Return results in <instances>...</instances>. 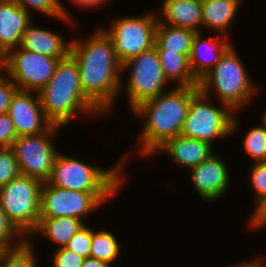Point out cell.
Instances as JSON below:
<instances>
[{
	"instance_id": "cell-14",
	"label": "cell",
	"mask_w": 266,
	"mask_h": 267,
	"mask_svg": "<svg viewBox=\"0 0 266 267\" xmlns=\"http://www.w3.org/2000/svg\"><path fill=\"white\" fill-rule=\"evenodd\" d=\"M190 170L191 180L198 195L206 201L218 199L230 185L227 166L215 153Z\"/></svg>"
},
{
	"instance_id": "cell-16",
	"label": "cell",
	"mask_w": 266,
	"mask_h": 267,
	"mask_svg": "<svg viewBox=\"0 0 266 267\" xmlns=\"http://www.w3.org/2000/svg\"><path fill=\"white\" fill-rule=\"evenodd\" d=\"M217 36V39L210 37V39L202 41V34L197 32L193 39L189 63L192 73L198 81L220 61L224 53L231 47L228 37L223 39L220 35Z\"/></svg>"
},
{
	"instance_id": "cell-20",
	"label": "cell",
	"mask_w": 266,
	"mask_h": 267,
	"mask_svg": "<svg viewBox=\"0 0 266 267\" xmlns=\"http://www.w3.org/2000/svg\"><path fill=\"white\" fill-rule=\"evenodd\" d=\"M197 32L188 28L174 27L158 19L156 28V51H172L189 56Z\"/></svg>"
},
{
	"instance_id": "cell-13",
	"label": "cell",
	"mask_w": 266,
	"mask_h": 267,
	"mask_svg": "<svg viewBox=\"0 0 266 267\" xmlns=\"http://www.w3.org/2000/svg\"><path fill=\"white\" fill-rule=\"evenodd\" d=\"M18 90L9 105L8 114L17 136L44 133L53 124L45 117L39 94ZM33 97V98H32Z\"/></svg>"
},
{
	"instance_id": "cell-19",
	"label": "cell",
	"mask_w": 266,
	"mask_h": 267,
	"mask_svg": "<svg viewBox=\"0 0 266 267\" xmlns=\"http://www.w3.org/2000/svg\"><path fill=\"white\" fill-rule=\"evenodd\" d=\"M161 11L168 25L200 32L202 25V0H163Z\"/></svg>"
},
{
	"instance_id": "cell-38",
	"label": "cell",
	"mask_w": 266,
	"mask_h": 267,
	"mask_svg": "<svg viewBox=\"0 0 266 267\" xmlns=\"http://www.w3.org/2000/svg\"><path fill=\"white\" fill-rule=\"evenodd\" d=\"M233 267H259V260H254L253 262L250 261L249 263L247 262H244V264H238L236 266H233Z\"/></svg>"
},
{
	"instance_id": "cell-10",
	"label": "cell",
	"mask_w": 266,
	"mask_h": 267,
	"mask_svg": "<svg viewBox=\"0 0 266 267\" xmlns=\"http://www.w3.org/2000/svg\"><path fill=\"white\" fill-rule=\"evenodd\" d=\"M116 193L68 190L45 181L41 189L40 218L75 217L82 220L85 214L98 209Z\"/></svg>"
},
{
	"instance_id": "cell-6",
	"label": "cell",
	"mask_w": 266,
	"mask_h": 267,
	"mask_svg": "<svg viewBox=\"0 0 266 267\" xmlns=\"http://www.w3.org/2000/svg\"><path fill=\"white\" fill-rule=\"evenodd\" d=\"M43 183L20 174L0 188V207L25 237L31 235L39 224Z\"/></svg>"
},
{
	"instance_id": "cell-37",
	"label": "cell",
	"mask_w": 266,
	"mask_h": 267,
	"mask_svg": "<svg viewBox=\"0 0 266 267\" xmlns=\"http://www.w3.org/2000/svg\"><path fill=\"white\" fill-rule=\"evenodd\" d=\"M81 267H111V265L104 261H100L98 259L89 257V258H84Z\"/></svg>"
},
{
	"instance_id": "cell-2",
	"label": "cell",
	"mask_w": 266,
	"mask_h": 267,
	"mask_svg": "<svg viewBox=\"0 0 266 267\" xmlns=\"http://www.w3.org/2000/svg\"><path fill=\"white\" fill-rule=\"evenodd\" d=\"M199 90V86H175L167 93L144 101L133 109L134 114L146 120L139 137L142 143L139 152L143 156L156 153L168 139L181 135L190 100Z\"/></svg>"
},
{
	"instance_id": "cell-15",
	"label": "cell",
	"mask_w": 266,
	"mask_h": 267,
	"mask_svg": "<svg viewBox=\"0 0 266 267\" xmlns=\"http://www.w3.org/2000/svg\"><path fill=\"white\" fill-rule=\"evenodd\" d=\"M32 23L27 11L12 0H0V54L20 47L23 33Z\"/></svg>"
},
{
	"instance_id": "cell-9",
	"label": "cell",
	"mask_w": 266,
	"mask_h": 267,
	"mask_svg": "<svg viewBox=\"0 0 266 267\" xmlns=\"http://www.w3.org/2000/svg\"><path fill=\"white\" fill-rule=\"evenodd\" d=\"M126 68H131L126 90L132 110L140 103L164 93L168 80L155 47L124 62L122 70Z\"/></svg>"
},
{
	"instance_id": "cell-4",
	"label": "cell",
	"mask_w": 266,
	"mask_h": 267,
	"mask_svg": "<svg viewBox=\"0 0 266 267\" xmlns=\"http://www.w3.org/2000/svg\"><path fill=\"white\" fill-rule=\"evenodd\" d=\"M126 159H120L113 168L102 169L58 153L47 182L63 189L81 192H117L122 185L121 172L124 164L126 165Z\"/></svg>"
},
{
	"instance_id": "cell-3",
	"label": "cell",
	"mask_w": 266,
	"mask_h": 267,
	"mask_svg": "<svg viewBox=\"0 0 266 267\" xmlns=\"http://www.w3.org/2000/svg\"><path fill=\"white\" fill-rule=\"evenodd\" d=\"M45 117L64 126L77 113H101L84 95L76 61L69 55L59 61L49 83L38 93Z\"/></svg>"
},
{
	"instance_id": "cell-26",
	"label": "cell",
	"mask_w": 266,
	"mask_h": 267,
	"mask_svg": "<svg viewBox=\"0 0 266 267\" xmlns=\"http://www.w3.org/2000/svg\"><path fill=\"white\" fill-rule=\"evenodd\" d=\"M242 146L245 152L256 161L254 163L266 162V126L262 124L248 130Z\"/></svg>"
},
{
	"instance_id": "cell-40",
	"label": "cell",
	"mask_w": 266,
	"mask_h": 267,
	"mask_svg": "<svg viewBox=\"0 0 266 267\" xmlns=\"http://www.w3.org/2000/svg\"><path fill=\"white\" fill-rule=\"evenodd\" d=\"M262 123L266 126V111L264 112Z\"/></svg>"
},
{
	"instance_id": "cell-31",
	"label": "cell",
	"mask_w": 266,
	"mask_h": 267,
	"mask_svg": "<svg viewBox=\"0 0 266 267\" xmlns=\"http://www.w3.org/2000/svg\"><path fill=\"white\" fill-rule=\"evenodd\" d=\"M251 185L256 193L255 202L266 201V162L255 163L250 172Z\"/></svg>"
},
{
	"instance_id": "cell-32",
	"label": "cell",
	"mask_w": 266,
	"mask_h": 267,
	"mask_svg": "<svg viewBox=\"0 0 266 267\" xmlns=\"http://www.w3.org/2000/svg\"><path fill=\"white\" fill-rule=\"evenodd\" d=\"M84 258L65 247H57L53 255L54 267H81Z\"/></svg>"
},
{
	"instance_id": "cell-27",
	"label": "cell",
	"mask_w": 266,
	"mask_h": 267,
	"mask_svg": "<svg viewBox=\"0 0 266 267\" xmlns=\"http://www.w3.org/2000/svg\"><path fill=\"white\" fill-rule=\"evenodd\" d=\"M12 1L15 2L17 5H19L20 7H22L28 13H29V8L33 7L39 12L49 17H54V18L56 17L59 18L60 20L62 19L66 21L71 19L59 0H12Z\"/></svg>"
},
{
	"instance_id": "cell-29",
	"label": "cell",
	"mask_w": 266,
	"mask_h": 267,
	"mask_svg": "<svg viewBox=\"0 0 266 267\" xmlns=\"http://www.w3.org/2000/svg\"><path fill=\"white\" fill-rule=\"evenodd\" d=\"M18 234L24 237V235L13 225L3 209L0 207V251L12 250L23 245L26 242L27 237L24 240L21 239L20 242L17 241L18 243H16V246H11V240H13V237Z\"/></svg>"
},
{
	"instance_id": "cell-36",
	"label": "cell",
	"mask_w": 266,
	"mask_h": 267,
	"mask_svg": "<svg viewBox=\"0 0 266 267\" xmlns=\"http://www.w3.org/2000/svg\"><path fill=\"white\" fill-rule=\"evenodd\" d=\"M73 1V3H76V5L78 6H82V7H87V8H96V6L98 7L100 4H105V2H107V0H70Z\"/></svg>"
},
{
	"instance_id": "cell-34",
	"label": "cell",
	"mask_w": 266,
	"mask_h": 267,
	"mask_svg": "<svg viewBox=\"0 0 266 267\" xmlns=\"http://www.w3.org/2000/svg\"><path fill=\"white\" fill-rule=\"evenodd\" d=\"M18 90L10 78H0V114L8 113L11 100Z\"/></svg>"
},
{
	"instance_id": "cell-28",
	"label": "cell",
	"mask_w": 266,
	"mask_h": 267,
	"mask_svg": "<svg viewBox=\"0 0 266 267\" xmlns=\"http://www.w3.org/2000/svg\"><path fill=\"white\" fill-rule=\"evenodd\" d=\"M20 170L12 148H0V188L19 176Z\"/></svg>"
},
{
	"instance_id": "cell-7",
	"label": "cell",
	"mask_w": 266,
	"mask_h": 267,
	"mask_svg": "<svg viewBox=\"0 0 266 267\" xmlns=\"http://www.w3.org/2000/svg\"><path fill=\"white\" fill-rule=\"evenodd\" d=\"M206 100L208 101L207 95L201 90L191 98L181 135L212 145L213 139L234 133L238 122L235 111L230 106L224 105V109H220L207 104Z\"/></svg>"
},
{
	"instance_id": "cell-35",
	"label": "cell",
	"mask_w": 266,
	"mask_h": 267,
	"mask_svg": "<svg viewBox=\"0 0 266 267\" xmlns=\"http://www.w3.org/2000/svg\"><path fill=\"white\" fill-rule=\"evenodd\" d=\"M254 213L250 221V225L255 228L262 225L266 226V201L261 202L259 205H257Z\"/></svg>"
},
{
	"instance_id": "cell-24",
	"label": "cell",
	"mask_w": 266,
	"mask_h": 267,
	"mask_svg": "<svg viewBox=\"0 0 266 267\" xmlns=\"http://www.w3.org/2000/svg\"><path fill=\"white\" fill-rule=\"evenodd\" d=\"M120 254V245L109 231H93L90 257L111 265Z\"/></svg>"
},
{
	"instance_id": "cell-22",
	"label": "cell",
	"mask_w": 266,
	"mask_h": 267,
	"mask_svg": "<svg viewBox=\"0 0 266 267\" xmlns=\"http://www.w3.org/2000/svg\"><path fill=\"white\" fill-rule=\"evenodd\" d=\"M85 225V222L75 217L39 218L37 228L33 234L42 235L65 247L70 239Z\"/></svg>"
},
{
	"instance_id": "cell-23",
	"label": "cell",
	"mask_w": 266,
	"mask_h": 267,
	"mask_svg": "<svg viewBox=\"0 0 266 267\" xmlns=\"http://www.w3.org/2000/svg\"><path fill=\"white\" fill-rule=\"evenodd\" d=\"M161 67L167 80H179V87L199 86V81L192 73L189 56L172 51H157Z\"/></svg>"
},
{
	"instance_id": "cell-12",
	"label": "cell",
	"mask_w": 266,
	"mask_h": 267,
	"mask_svg": "<svg viewBox=\"0 0 266 267\" xmlns=\"http://www.w3.org/2000/svg\"><path fill=\"white\" fill-rule=\"evenodd\" d=\"M60 128L62 127L52 125L44 133L18 136L15 139L11 148L22 175L34 177L42 182L50 178L58 155L51 138Z\"/></svg>"
},
{
	"instance_id": "cell-11",
	"label": "cell",
	"mask_w": 266,
	"mask_h": 267,
	"mask_svg": "<svg viewBox=\"0 0 266 267\" xmlns=\"http://www.w3.org/2000/svg\"><path fill=\"white\" fill-rule=\"evenodd\" d=\"M18 49V50H17ZM5 72L19 90L39 93L55 73L61 59L27 51L12 49L5 56Z\"/></svg>"
},
{
	"instance_id": "cell-17",
	"label": "cell",
	"mask_w": 266,
	"mask_h": 267,
	"mask_svg": "<svg viewBox=\"0 0 266 267\" xmlns=\"http://www.w3.org/2000/svg\"><path fill=\"white\" fill-rule=\"evenodd\" d=\"M160 150L168 154L176 163L189 169L214 154L210 143L182 135L168 139L157 149L159 152Z\"/></svg>"
},
{
	"instance_id": "cell-1",
	"label": "cell",
	"mask_w": 266,
	"mask_h": 267,
	"mask_svg": "<svg viewBox=\"0 0 266 267\" xmlns=\"http://www.w3.org/2000/svg\"><path fill=\"white\" fill-rule=\"evenodd\" d=\"M70 56L78 66L85 97L101 114L107 113L122 87V64L111 39L98 29L86 41H72Z\"/></svg>"
},
{
	"instance_id": "cell-41",
	"label": "cell",
	"mask_w": 266,
	"mask_h": 267,
	"mask_svg": "<svg viewBox=\"0 0 266 267\" xmlns=\"http://www.w3.org/2000/svg\"><path fill=\"white\" fill-rule=\"evenodd\" d=\"M259 267H264L261 261H259Z\"/></svg>"
},
{
	"instance_id": "cell-39",
	"label": "cell",
	"mask_w": 266,
	"mask_h": 267,
	"mask_svg": "<svg viewBox=\"0 0 266 267\" xmlns=\"http://www.w3.org/2000/svg\"><path fill=\"white\" fill-rule=\"evenodd\" d=\"M5 70V57L0 54V78L3 76L1 71Z\"/></svg>"
},
{
	"instance_id": "cell-18",
	"label": "cell",
	"mask_w": 266,
	"mask_h": 267,
	"mask_svg": "<svg viewBox=\"0 0 266 267\" xmlns=\"http://www.w3.org/2000/svg\"><path fill=\"white\" fill-rule=\"evenodd\" d=\"M30 23L22 36L20 47L27 51L50 57L65 59L70 55L71 43H65L62 37L50 30L31 26Z\"/></svg>"
},
{
	"instance_id": "cell-30",
	"label": "cell",
	"mask_w": 266,
	"mask_h": 267,
	"mask_svg": "<svg viewBox=\"0 0 266 267\" xmlns=\"http://www.w3.org/2000/svg\"><path fill=\"white\" fill-rule=\"evenodd\" d=\"M93 230L84 225L66 244L65 248L83 258H89L92 246Z\"/></svg>"
},
{
	"instance_id": "cell-8",
	"label": "cell",
	"mask_w": 266,
	"mask_h": 267,
	"mask_svg": "<svg viewBox=\"0 0 266 267\" xmlns=\"http://www.w3.org/2000/svg\"><path fill=\"white\" fill-rule=\"evenodd\" d=\"M158 18L152 13L145 16L117 18L108 31L121 64L155 46Z\"/></svg>"
},
{
	"instance_id": "cell-5",
	"label": "cell",
	"mask_w": 266,
	"mask_h": 267,
	"mask_svg": "<svg viewBox=\"0 0 266 267\" xmlns=\"http://www.w3.org/2000/svg\"><path fill=\"white\" fill-rule=\"evenodd\" d=\"M231 46L220 61L199 81V89L207 95L211 90L234 111L251 100L257 88L252 84L244 64Z\"/></svg>"
},
{
	"instance_id": "cell-21",
	"label": "cell",
	"mask_w": 266,
	"mask_h": 267,
	"mask_svg": "<svg viewBox=\"0 0 266 267\" xmlns=\"http://www.w3.org/2000/svg\"><path fill=\"white\" fill-rule=\"evenodd\" d=\"M240 0H202V25L227 37Z\"/></svg>"
},
{
	"instance_id": "cell-33",
	"label": "cell",
	"mask_w": 266,
	"mask_h": 267,
	"mask_svg": "<svg viewBox=\"0 0 266 267\" xmlns=\"http://www.w3.org/2000/svg\"><path fill=\"white\" fill-rule=\"evenodd\" d=\"M17 137L15 126L9 114H0V148H11Z\"/></svg>"
},
{
	"instance_id": "cell-25",
	"label": "cell",
	"mask_w": 266,
	"mask_h": 267,
	"mask_svg": "<svg viewBox=\"0 0 266 267\" xmlns=\"http://www.w3.org/2000/svg\"><path fill=\"white\" fill-rule=\"evenodd\" d=\"M35 261L29 241L15 249L0 251V267H37Z\"/></svg>"
}]
</instances>
